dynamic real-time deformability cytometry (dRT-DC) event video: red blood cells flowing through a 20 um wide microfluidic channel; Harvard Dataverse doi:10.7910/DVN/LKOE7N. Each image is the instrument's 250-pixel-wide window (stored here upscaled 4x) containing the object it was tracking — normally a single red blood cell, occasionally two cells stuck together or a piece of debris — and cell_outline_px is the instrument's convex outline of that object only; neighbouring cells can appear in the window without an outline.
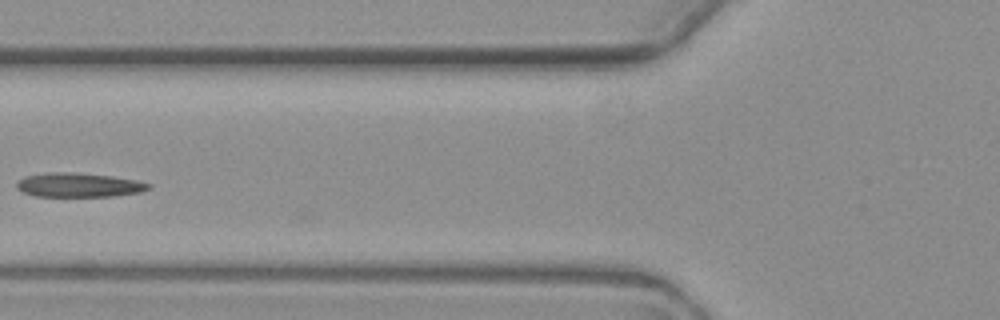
{"species": "common noctule bat (a hibernating species)", "species_latin": "Nyctalus noctula", "temperature_condition": "warm", "stored_images_in_passage": 5, "camera_frame_rate_fps": 3000, "um_per_image_px": 0.085, "animal": {"sex": "female", "body_mass_g": 19.3, "forearm_length_mm": 54.1}, "frame": {"image": 1, "passage_image": 4, "time_ms": 4.667, "image_size_px": [1000, 320], "cell_outline_px": [[152, 188], [140, 192], [112, 196], [36, 196], [24, 192], [16, 188], [16, 180], [24, 176], [44, 172], [68, 172], [112, 176], [136, 180], [152, 184]], "centroid_in_image_um": [6.67, 15.71], "position_along_channel_um": 119.1, "area_um2": 18.67}}
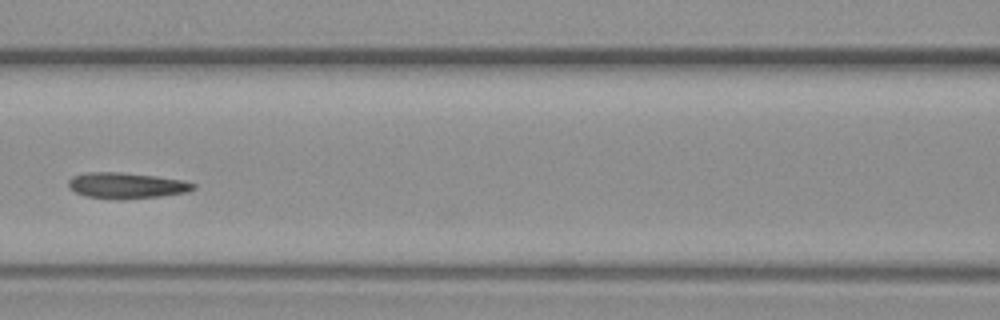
{"frame": {"image": 2, "passage_image": 5, "time_ms": 5.667, "image_size_px": [1000, 320], "cell_outline_px": [[196, 188], [188, 192], [160, 196], [84, 196], [68, 188], [68, 180], [72, 176], [84, 172], [120, 172], [156, 176], [184, 180], [196, 184]], "centroid_in_image_um": [10.76, 15.71], "position_along_channel_um": 155.8, "area_um2": 18.03}}